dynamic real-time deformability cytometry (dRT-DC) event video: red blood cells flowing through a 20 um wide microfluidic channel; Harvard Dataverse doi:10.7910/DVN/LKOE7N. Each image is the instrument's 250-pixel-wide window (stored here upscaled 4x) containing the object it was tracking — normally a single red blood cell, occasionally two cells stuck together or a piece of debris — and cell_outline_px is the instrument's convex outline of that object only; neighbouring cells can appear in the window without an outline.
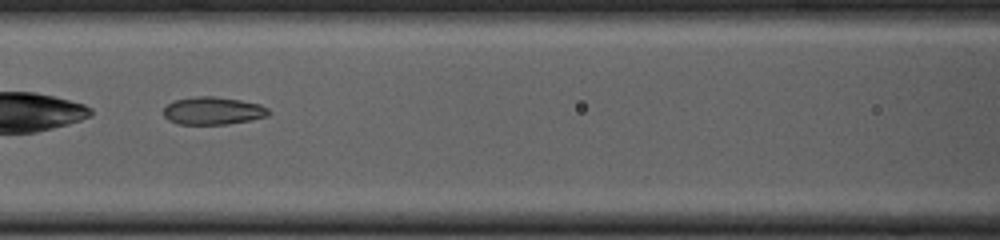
{"species": "common noctule bat (a hibernating species)", "species_latin": "Nyctalus noctula", "temperature_condition": "cold", "stored_images_in_passage": 40, "camera_frame_rate_fps": 3000, "um_per_image_px": 0.085, "animal": {"sex": "female", "body_mass_g": 23.0, "forearm_length_mm": 53.4}, "frame": {"image": 1, "passage_image": 11, "time_ms": 3.333, "image_size_px": [1000, 240], "cell_outline_px": [[268, 116], [252, 120], [228, 124], [176, 124], [168, 120], [164, 116], [164, 108], [172, 100], [196, 96], [216, 96], [240, 100], [260, 104], [268, 108]], "centroid_in_image_um": [18.08, 9.41], "position_along_channel_um": 148.5, "area_um2": 17.11}}
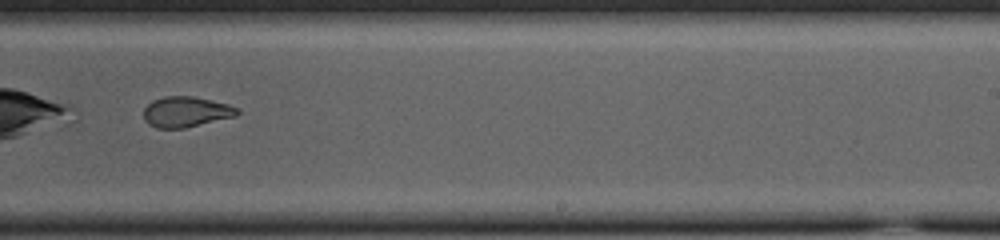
{"frame": {"image": 2, "passage_image": 21, "time_ms": 6.667, "image_size_px": [1000, 240], "cell_outline_px": [[240, 112], [236, 116], [184, 128], [156, 128], [148, 124], [144, 120], [144, 108], [152, 100], [164, 96], [192, 96], [228, 104], [236, 108]], "centroid_in_image_um": [15.78, 9.51], "position_along_channel_um": 273.2, "area_um2": 16.59}}
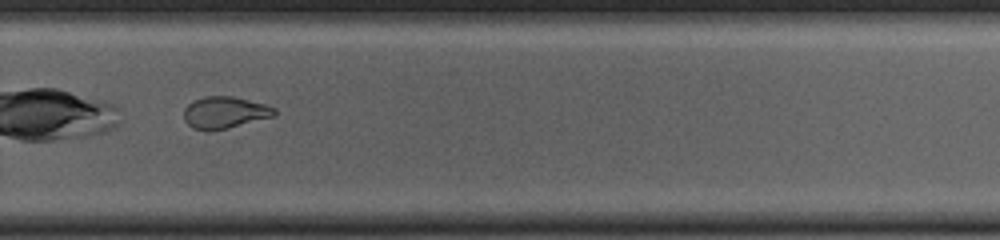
{"frame": {"image": 3, "passage_image": 24, "time_ms": 7.667, "image_size_px": [1000, 240], "cell_outline_px": [[276, 116], [228, 128], [208, 132], [204, 132], [192, 128], [184, 120], [184, 108], [192, 100], [204, 96], [232, 96], [264, 104], [276, 108]], "centroid_in_image_um": [19.07, 9.58], "position_along_channel_um": 310.7, "area_um2": 17.11}, "authors_computed_cell_mechanics": {"area_um2": 17.8602, "velocity_mm_per_s": 3.7545, "shape_relaxation_time_tau1_ms": null, "shape_relaxation_time_tau2_ms": 1.8568, "deformation_change_tau1": null, "deformation_change_tau2": 0.0772}}